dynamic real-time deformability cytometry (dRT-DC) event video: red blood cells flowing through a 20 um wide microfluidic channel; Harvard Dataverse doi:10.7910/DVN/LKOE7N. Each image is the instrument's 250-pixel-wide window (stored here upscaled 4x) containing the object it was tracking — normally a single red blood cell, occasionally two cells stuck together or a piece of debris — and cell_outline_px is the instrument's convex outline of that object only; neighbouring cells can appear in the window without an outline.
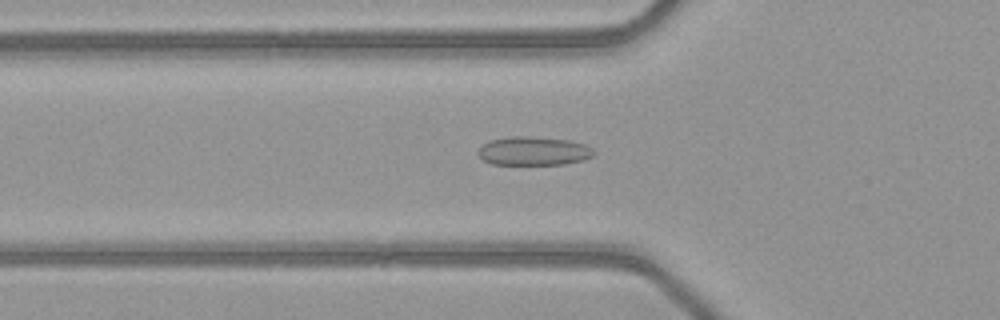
{"species": "common noctule bat (a hibernating species)", "species_latin": "Nyctalus noctula", "temperature_condition": "warm", "stored_images_in_passage": 51, "camera_frame_rate_fps": 3000, "um_per_image_px": 0.085, "animal": {"sex": "female", "body_mass_g": 21.9}, "frame": {"image": 1, "passage_image": 18, "time_ms": 5.667, "image_size_px": [1000, 320], "cell_outline_px": [[596, 152], [592, 156], [584, 160], [564, 164], [492, 164], [484, 160], [476, 152], [484, 144], [492, 140], [512, 136], [528, 136], [568, 140], [584, 144], [592, 148]], "centroid_in_image_um": [45.38, 12.84], "position_along_channel_um": 80.4, "area_um2": 19.19}}
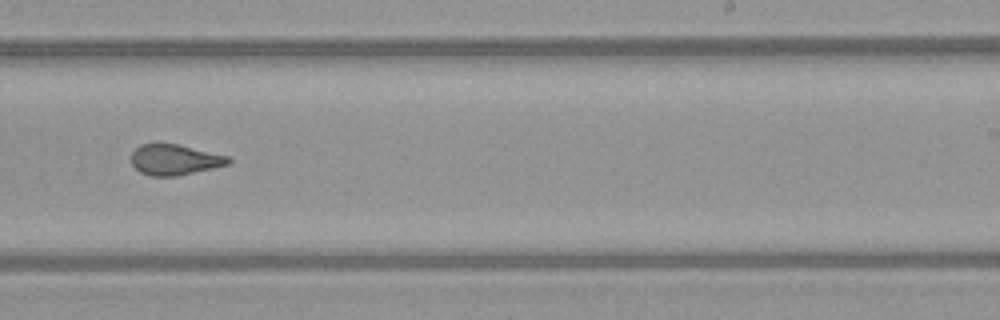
{"frame": {"image": 2, "passage_image": 32, "time_ms": 10.333, "image_size_px": [1000, 320], "cell_outline_px": [[232, 160], [228, 164], [212, 168], [176, 176], [152, 176], [140, 172], [132, 164], [132, 152], [140, 144], [176, 144], [228, 156]], "centroid_in_image_um": [14.83, 13.58], "position_along_channel_um": 274.2, "area_um2": 16.99}}
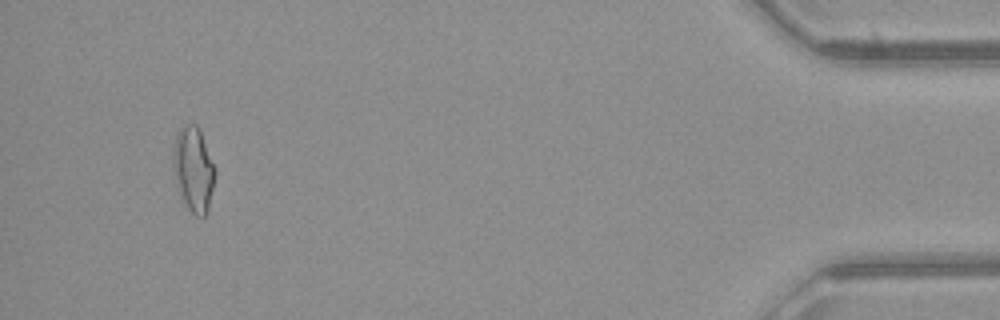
{"frame": {"image": 3, "passage_image": 48, "time_ms": 15.667, "image_size_px": [1000, 320], "cell_outline_px": [[216, 172], [208, 212], [204, 216], [196, 216], [188, 208], [180, 196], [172, 156], [172, 152], [176, 136], [180, 128], [184, 124], [196, 124], [200, 128], [216, 168]], "centroid_in_image_um": [16.47, 14.36], "position_along_channel_um": 418.7, "area_um2": 20.75}, "authors_computed_cell_mechanics": {"area_um2": 18.5538, "velocity_mm_per_s": 4.1283, "shape_relaxation_time_tau1_ms": null, "shape_relaxation_time_tau2_ms": 0.995, "deformation_change_tau1": null, "deformation_change_tau2": 0.0748}}